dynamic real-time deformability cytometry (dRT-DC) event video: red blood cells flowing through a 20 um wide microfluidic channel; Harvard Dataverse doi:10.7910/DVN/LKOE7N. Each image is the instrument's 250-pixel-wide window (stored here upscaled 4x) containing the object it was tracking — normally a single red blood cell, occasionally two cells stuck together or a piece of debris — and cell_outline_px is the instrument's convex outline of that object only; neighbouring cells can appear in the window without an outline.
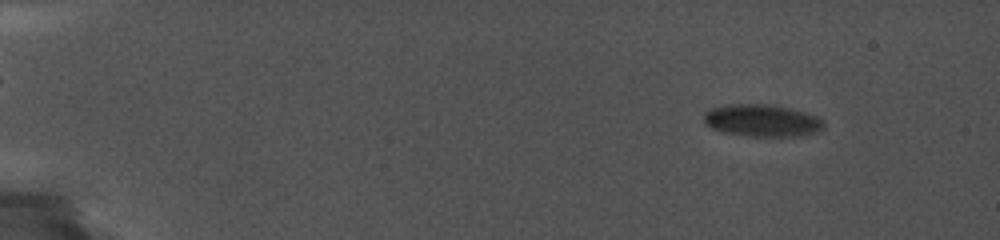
{"species": "common noctule bat (a hibernating species)", "species_latin": "Nyctalus noctula", "temperature_condition": "cold", "stored_images_in_passage": 36, "camera_frame_rate_fps": 5000, "um_per_image_px": 0.085, "animal": {"sex": "female", "body_mass_g": 19.0, "forearm_length_mm": 56.7}, "frame": {"image": 1, "passage_image": 5, "time_ms": 1.8, "image_size_px": [1000, 240], "cell_outline_px": [[824, 128], [816, 132], [804, 136], [748, 136], [724, 132], [712, 128], [704, 120], [704, 112], [712, 108], [732, 104], [764, 104], [788, 108], [820, 116], [824, 120]], "centroid_in_image_um": [64.83, 10.25], "position_along_channel_um": 20.2, "area_um2": 22.43}}
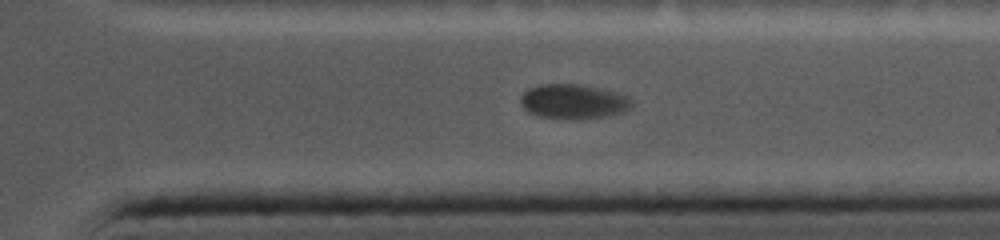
{"frame": {"image": 2, "passage_image": 31, "time_ms": 14.8, "image_size_px": [1000, 240], "cell_outline_px": [[632, 104], [624, 112], [608, 116], [572, 120], [568, 120], [540, 116], [528, 112], [520, 104], [520, 96], [528, 88], [540, 84], [584, 84], [616, 92], [632, 100]], "centroid_in_image_um": [48.7, 8.63], "position_along_channel_um": 362.7, "area_um2": 22.66}}
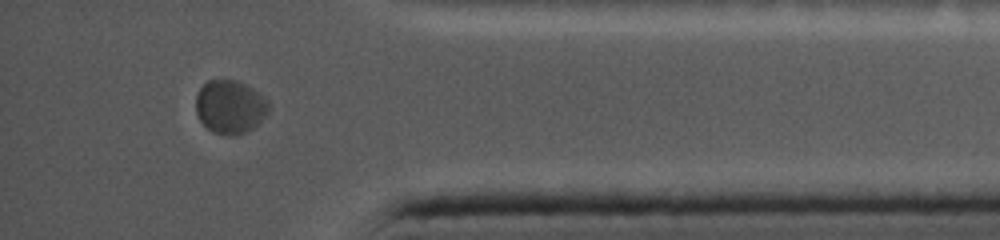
{"frame": {"image": 3, "passage_image": 34, "time_ms": 16.4, "image_size_px": [1000, 240], "cell_outline_px": [[268, 112], [252, 128], [236, 136], [228, 136], [216, 132], [208, 128], [200, 120], [196, 112], [196, 96], [200, 88], [208, 80], [240, 80], [248, 84], [264, 96], [268, 100]], "centroid_in_image_um": [19.56, 9.05], "position_along_channel_um": 415.6, "area_um2": 22.66}}